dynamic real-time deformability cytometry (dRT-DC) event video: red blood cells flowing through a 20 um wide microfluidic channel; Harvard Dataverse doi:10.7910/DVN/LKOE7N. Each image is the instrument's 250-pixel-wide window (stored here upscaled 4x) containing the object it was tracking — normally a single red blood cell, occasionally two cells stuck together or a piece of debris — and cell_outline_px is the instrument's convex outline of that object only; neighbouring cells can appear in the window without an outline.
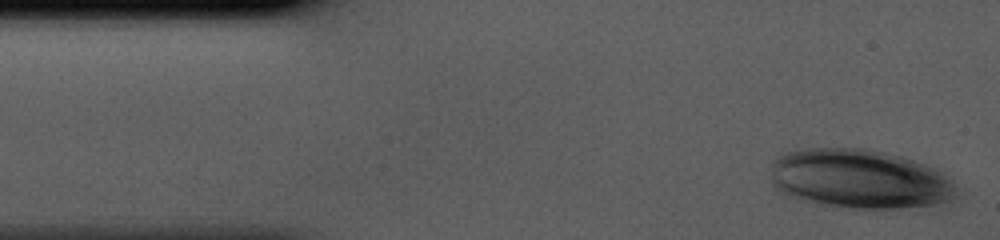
{"species": "human", "species_latin": "Homo sapiens", "temperature_condition": "cold", "stored_images_in_passage": 36, "camera_frame_rate_fps": 3000, "um_per_image_px": 0.085, "donor": {"sex": "male"}, "frame": {"image": 1, "passage_image": 1, "time_ms": 0.0, "image_size_px": [1000, 240], "cell_outline_px": [[964, 192], [960, 196], [932, 212], [848, 208], [820, 204], [800, 200], [784, 196], [772, 184], [772, 164], [776, 156], [800, 148], [864, 148], [884, 152], [900, 156], [936, 168], [944, 172], [964, 188]], "centroid_in_image_um": [73.3, 15.3], "position_along_channel_um": 11.7, "area_um2": 67.68}}
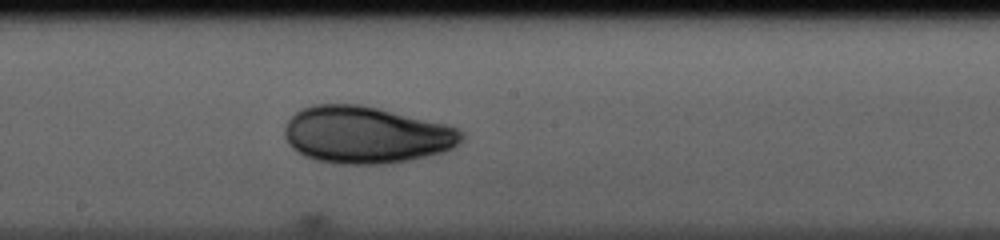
{"frame": {"image": 2, "passage_image": 21, "time_ms": 6.667, "image_size_px": [1000, 240], "cell_outline_px": [[464, 140], [460, 144], [444, 152], [392, 164], [340, 164], [316, 160], [304, 156], [296, 152], [288, 144], [284, 136], [284, 124], [300, 108], [316, 104], [360, 104], [444, 124], [456, 128], [464, 132]], "centroid_in_image_um": [31.09, 11.48], "position_along_channel_um": 217.1, "area_um2": 59.13}}
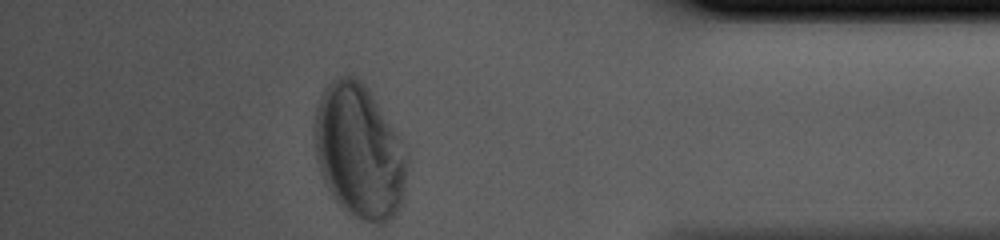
{"frame": {"image": 3, "passage_image": 36, "time_ms": 11.667, "image_size_px": [1000, 240], "cell_outline_px": [[408, 168], [404, 196], [400, 208], [396, 216], [388, 224], [376, 224], [352, 216], [344, 212], [336, 204], [320, 172], [316, 160], [316, 108], [320, 96], [324, 88], [336, 76], [356, 76], [364, 84], [400, 136], [408, 152]], "centroid_in_image_um": [30.58, 12.94], "position_along_channel_um": 404.6, "area_um2": 73.17}}